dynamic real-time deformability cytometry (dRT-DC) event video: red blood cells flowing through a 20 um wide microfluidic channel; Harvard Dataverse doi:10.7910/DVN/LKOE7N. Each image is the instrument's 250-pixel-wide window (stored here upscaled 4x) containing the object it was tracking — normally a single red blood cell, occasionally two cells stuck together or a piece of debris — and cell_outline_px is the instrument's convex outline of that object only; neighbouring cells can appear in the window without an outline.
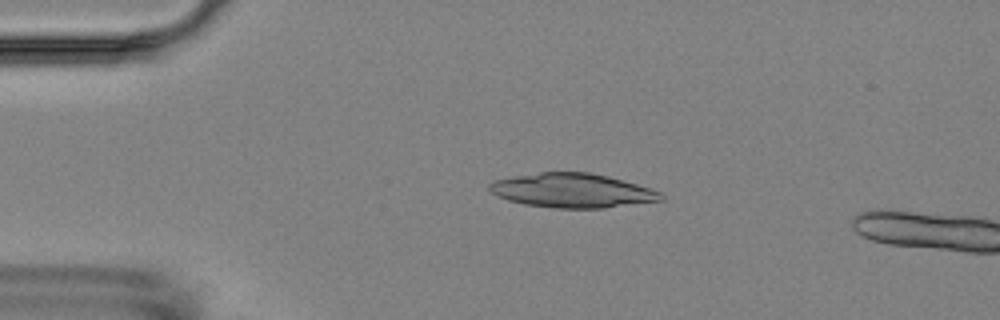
{"species": "Egyptian fruit bat (a non-hibernating species)", "species_latin": "Rousettus aegyptiacus", "temperature_condition": "room temperature", "stored_images_in_passage": 4, "camera_frame_rate_fps": 3000, "um_per_image_px": 0.085, "animal": {"sex": "female"}, "frame": {"image": 1, "passage_image": 3, "time_ms": 3.333, "image_size_px": [1000, 320], "cell_outline_px": [[664, 200], [604, 208], [552, 208], [524, 204], [508, 200], [492, 192], [488, 188], [488, 184], [496, 180], [516, 176], [540, 172], [588, 172], [608, 176], [652, 188], [660, 192], [664, 196]], "centroid_in_image_um": [48.69, 16.2], "position_along_channel_um": 36.3, "area_um2": 34.1}}